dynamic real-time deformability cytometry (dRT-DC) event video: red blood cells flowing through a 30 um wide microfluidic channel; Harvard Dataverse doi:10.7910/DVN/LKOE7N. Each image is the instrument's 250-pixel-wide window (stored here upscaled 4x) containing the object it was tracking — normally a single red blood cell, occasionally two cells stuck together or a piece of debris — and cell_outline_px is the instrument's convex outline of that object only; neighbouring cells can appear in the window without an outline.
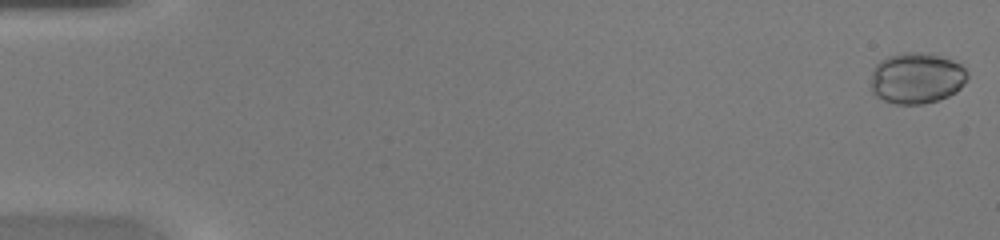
{"species": "common noctule bat (a hibernating species)", "species_latin": "Nyctalus noctula", "temperature_condition": "warm", "stored_images_in_passage": 49, "camera_frame_rate_fps": 3000, "um_per_image_px": 0.085, "animal": {"sex": "female", "body_mass_g": 20.0, "forearm_length_mm": 54.0}, "frame": {"image": 1, "passage_image": 1, "time_ms": 0.0, "image_size_px": [1000, 240], "cell_outline_px": [[968, 80], [956, 92], [948, 96], [924, 104], [896, 104], [884, 100], [876, 96], [872, 92], [872, 68], [880, 60], [888, 56], [904, 52], [924, 52], [940, 56], [952, 60], [960, 64], [968, 72]], "centroid_in_image_um": [77.92, 6.63], "position_along_channel_um": 7.1, "area_um2": 28.9}}
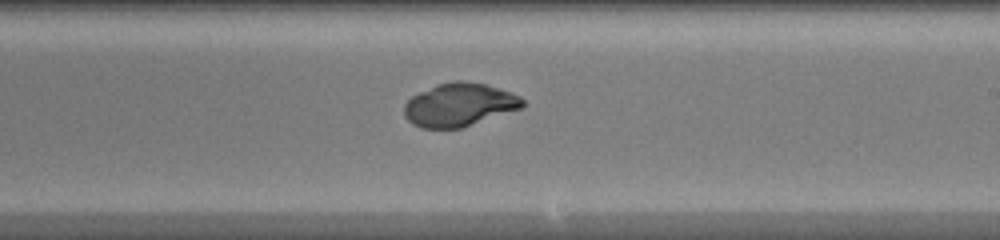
{"frame": {"image": 2, "passage_image": 30, "time_ms": 9.667, "image_size_px": [1000, 240], "cell_outline_px": [[524, 104], [520, 108], [460, 128], [420, 128], [412, 124], [404, 116], [404, 104], [412, 96], [436, 84], [452, 80], [460, 80], [484, 84], [512, 92], [520, 96], [524, 100]], "centroid_in_image_um": [39.0, 8.9], "position_along_channel_um": 250.0, "area_um2": 29.65}}
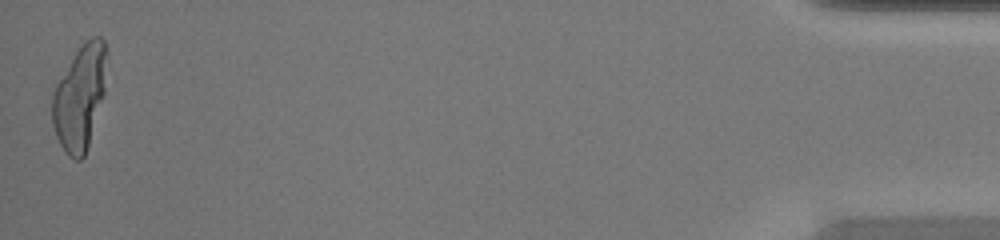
{"frame": {"image": 3, "passage_image": 49, "time_ms": 16.0, "image_size_px": [1000, 240], "cell_outline_px": [[104, 96], [88, 148], [84, 156], [80, 160], [76, 160], [68, 156], [64, 152], [56, 136], [52, 124], [52, 96], [56, 84], [76, 52], [92, 36], [100, 36], [104, 40]], "centroid_in_image_um": [6.76, 8.37], "position_along_channel_um": 428.4, "area_um2": 32.66}}